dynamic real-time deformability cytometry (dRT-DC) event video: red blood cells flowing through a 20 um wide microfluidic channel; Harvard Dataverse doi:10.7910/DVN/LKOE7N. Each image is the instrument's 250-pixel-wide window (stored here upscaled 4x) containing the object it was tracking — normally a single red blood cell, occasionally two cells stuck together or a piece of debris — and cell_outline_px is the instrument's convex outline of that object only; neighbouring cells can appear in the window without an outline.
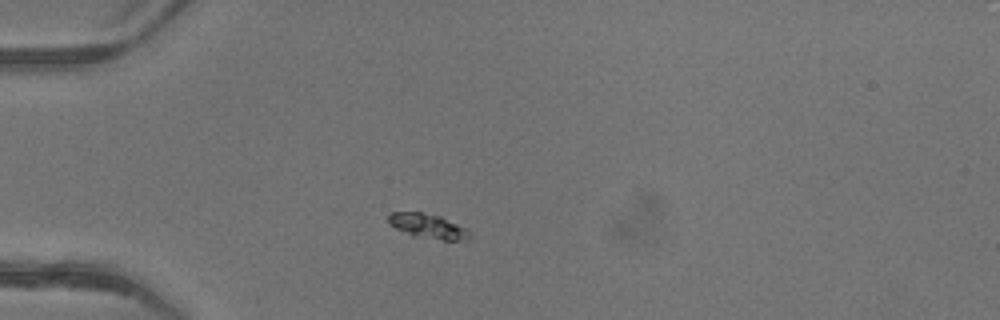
{"species": "common noctule bat (a hibernating species)", "species_latin": "Nyctalus noctula", "temperature_condition": "warm", "stored_images_in_passage": 44, "camera_frame_rate_fps": 3000, "um_per_image_px": 0.085, "animal": {"sex": "female"}, "frame": {"image": 1, "passage_image": 7, "time_ms": 2.0, "image_size_px": [1000, 320], "cell_outline_px": [[472, 236], [460, 240], [444, 240], [412, 236], [396, 228], [388, 220], [388, 216], [392, 212], [420, 212], [440, 216], [468, 228], [472, 232]], "centroid_in_image_um": [36.43, 19.22], "position_along_channel_um": 48.6, "area_um2": 11.62}}
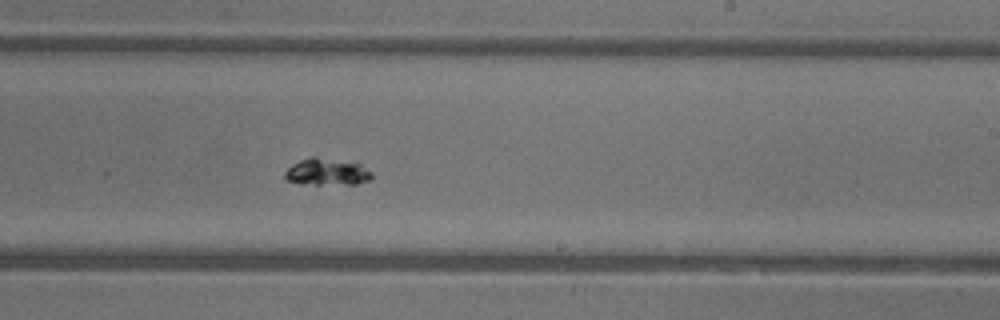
{"frame": {"image": 2, "passage_image": 24, "time_ms": 7.667, "image_size_px": [1000, 320], "cell_outline_px": [[372, 180], [356, 184], [300, 184], [284, 180], [284, 172], [292, 164], [300, 160], [312, 156], [360, 164], [372, 172]], "centroid_in_image_um": [27.76, 14.63], "position_along_channel_um": 261.2, "area_um2": 13.7}}
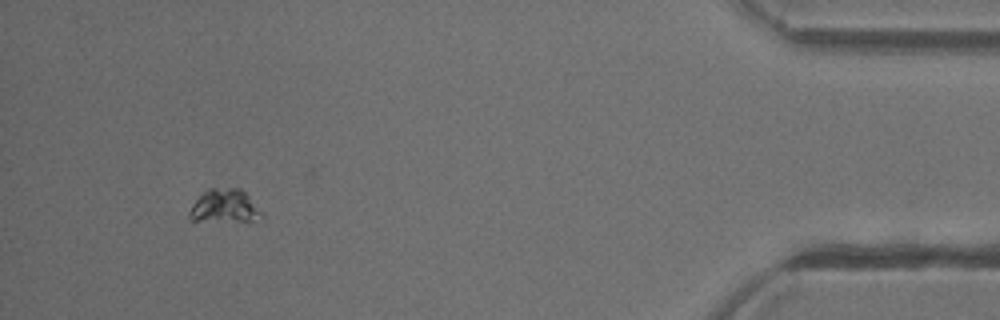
{"frame": {"image": 3, "passage_image": 40, "time_ms": 13.0, "image_size_px": [1000, 320], "cell_outline_px": [[264, 220], [192, 220], [188, 216], [188, 212], [196, 200], [208, 188], [240, 188], [248, 196], [264, 216]], "centroid_in_image_um": [19.09, 17.51], "position_along_channel_um": 416.1, "area_um2": 13.64}}